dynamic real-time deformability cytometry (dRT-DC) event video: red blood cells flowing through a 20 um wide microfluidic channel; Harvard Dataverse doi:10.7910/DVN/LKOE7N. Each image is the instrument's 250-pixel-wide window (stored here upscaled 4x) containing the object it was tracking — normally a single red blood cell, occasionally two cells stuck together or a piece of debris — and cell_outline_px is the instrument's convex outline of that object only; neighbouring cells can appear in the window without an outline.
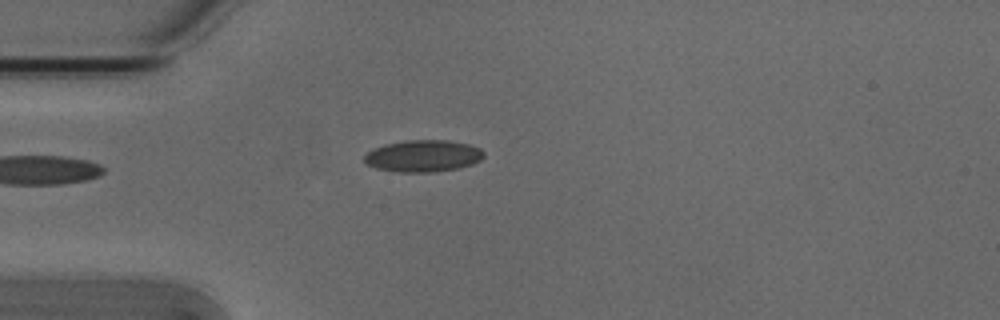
{"species": "Egyptian fruit bat (a non-hibernating species)", "species_latin": "Rousettus aegyptiacus", "temperature_condition": "cold", "stored_images_in_passage": 4, "camera_frame_rate_fps": 3000, "um_per_image_px": 0.085, "animal": {"sex": "male"}, "frame": {"image": 1, "passage_image": 2, "time_ms": 0.333, "image_size_px": [1000, 320], "cell_outline_px": [[484, 156], [480, 160], [472, 164], [460, 168], [436, 172], [396, 172], [376, 168], [368, 164], [364, 160], [364, 156], [368, 152], [384, 144], [404, 140], [448, 140], [468, 144], [480, 148], [484, 152]], "centroid_in_image_um": [35.99, 13.26], "position_along_channel_um": 49.0, "area_um2": 22.25}}